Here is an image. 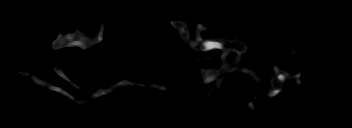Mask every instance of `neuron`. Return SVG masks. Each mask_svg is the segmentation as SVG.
Returning a JSON list of instances; mask_svg holds the SVG:
<instances>
[{"mask_svg":"<svg viewBox=\"0 0 352 128\" xmlns=\"http://www.w3.org/2000/svg\"><path fill=\"white\" fill-rule=\"evenodd\" d=\"M168 24L173 26L178 33L180 34L182 41L186 44L188 43L192 49L199 51V52H207L210 50H221L222 54H221V59H222V64H221V68L217 71L209 69L206 71V77L203 80V83H209V82H215L216 86L212 91H216L217 88H220L221 82L223 81L224 77H221L220 79L216 80L217 76H221L224 72H233V71H239L242 72L243 74H247L250 75L254 81H255V90L256 89H260L261 91H263V82L261 81V79H259V77L255 74V71L253 70H248L246 68H243L239 65H237V62H239L240 59V55L242 53H246L247 52V45L243 42L238 40L236 37H234L233 40H229V39H212V38H201L200 37V31H206L208 32V27H211V24H198L196 25V40H192L190 39V33L188 31V23L185 21H168ZM103 29H104V23H100V32H99V37L96 38H88L85 37L84 33L85 31H87V26H85V28L83 29V34L79 33L78 31V27H75L74 32L72 33H68L67 35H60L58 34L57 39L52 42V46L51 49L53 50H59L62 47H80L83 50H86L87 47L89 46L87 43H90V45H95L99 42H101L103 40ZM235 51L237 53V58L235 61L232 62H227L226 57L227 55L232 52ZM204 63H207L210 60V57H204L201 59ZM234 67L230 68V66ZM56 70V73L62 77L64 80H66L70 85H72L73 87H76L77 89H82V87L76 85L75 83H73L64 73L63 71L60 69L59 66H55L54 67ZM272 78L270 80V84L272 85L271 88L268 90L267 96L268 97H275L277 95H279L281 92L286 91L283 88V84L285 82H287L288 80H290L291 78L297 80L296 82L300 85L302 83L301 80V75L302 73L299 72L297 74H295L294 76L289 75V73L280 70L278 68V65L274 64L272 66ZM23 75L26 76L27 78L32 79L34 82L38 83L39 85H42L48 89H50V91H56L58 93H61L67 97H69L73 102H75L76 104H78L79 106L88 103L89 101L96 99L100 96H103L105 94H108L110 92H112L115 88L120 87V86H125V85H130V82L128 81H121L118 82L116 84H114L113 86H111L109 89L104 90V89H100L97 92H93L91 94V97H89L88 99L84 100V101H78L75 98H73L69 93H67L66 91H64L62 88L60 87H55L51 84H49L46 81L40 80L38 79L35 75H33L32 73H28V72H23ZM142 87H148V88H157L160 90H165L166 91V87H162L159 85H148V84H142ZM254 99L250 102L247 103V106L252 109L255 110V102L257 101L258 97L255 95L253 97Z\"/></svg>","mask_w":352,"mask_h":128,"instance_id":"1","label":"neuron"}]
</instances>
